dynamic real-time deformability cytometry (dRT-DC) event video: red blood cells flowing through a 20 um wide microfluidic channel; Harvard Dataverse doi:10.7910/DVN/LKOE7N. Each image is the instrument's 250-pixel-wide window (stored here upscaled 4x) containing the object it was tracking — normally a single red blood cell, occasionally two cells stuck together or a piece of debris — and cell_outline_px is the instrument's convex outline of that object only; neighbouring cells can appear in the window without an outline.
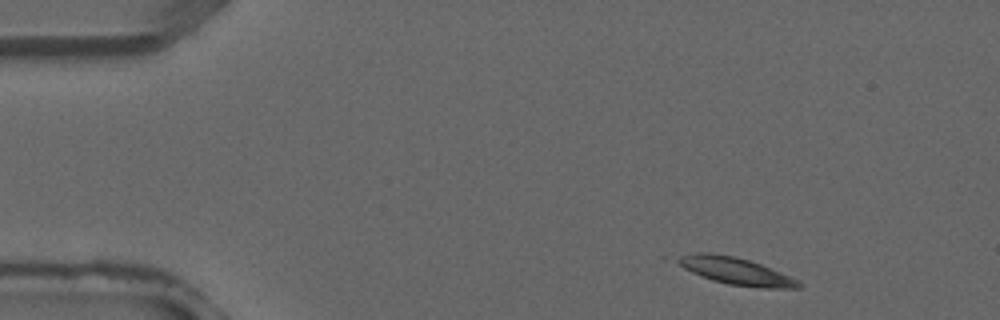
{"species": "common noctule bat (a hibernating species)", "species_latin": "Nyctalus noctula", "temperature_condition": "warm", "stored_images_in_passage": 2, "camera_frame_rate_fps": 3000, "um_per_image_px": 0.085, "animal": {"sex": "male", "forearm_length_mm": 52.5}, "frame": {"image": 1, "passage_image": 1, "time_ms": 0.0, "image_size_px": [1000, 320], "cell_outline_px": [[804, 284], [800, 288], [764, 288], [728, 284], [712, 280], [700, 276], [684, 268], [672, 260], [680, 256], [696, 252], [708, 252], [736, 256], [760, 264], [780, 272]], "centroid_in_image_um": [62.49, 23.03], "position_along_channel_um": 22.5, "area_um2": 19.07}}